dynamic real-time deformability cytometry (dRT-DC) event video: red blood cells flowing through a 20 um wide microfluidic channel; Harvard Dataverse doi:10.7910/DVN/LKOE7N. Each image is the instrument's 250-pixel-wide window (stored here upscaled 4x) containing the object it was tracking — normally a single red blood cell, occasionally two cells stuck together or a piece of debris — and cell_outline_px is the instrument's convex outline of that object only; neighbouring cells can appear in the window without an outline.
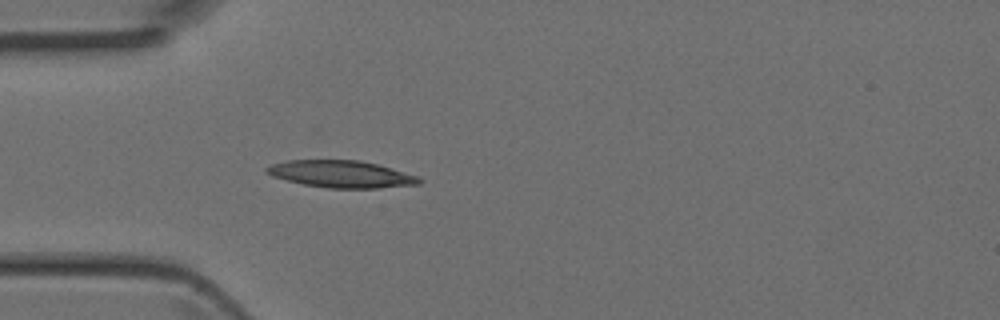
{"species": "Egyptian fruit bat (a non-hibernating species)", "species_latin": "Rousettus aegyptiacus", "temperature_condition": "room temperature", "stored_images_in_passage": 2, "camera_frame_rate_fps": 3000, "um_per_image_px": 0.085, "animal": {"sex": "female"}, "frame": {"image": 1, "passage_image": 2, "time_ms": 0.333, "image_size_px": [1000, 320], "cell_outline_px": [[424, 180], [420, 184], [380, 188], [328, 188], [304, 184], [272, 176], [264, 172], [264, 168], [272, 164], [288, 160], [360, 160], [376, 164], [420, 176]], "centroid_in_image_um": [29.03, 14.8], "position_along_channel_um": 56.0, "area_um2": 24.1}}